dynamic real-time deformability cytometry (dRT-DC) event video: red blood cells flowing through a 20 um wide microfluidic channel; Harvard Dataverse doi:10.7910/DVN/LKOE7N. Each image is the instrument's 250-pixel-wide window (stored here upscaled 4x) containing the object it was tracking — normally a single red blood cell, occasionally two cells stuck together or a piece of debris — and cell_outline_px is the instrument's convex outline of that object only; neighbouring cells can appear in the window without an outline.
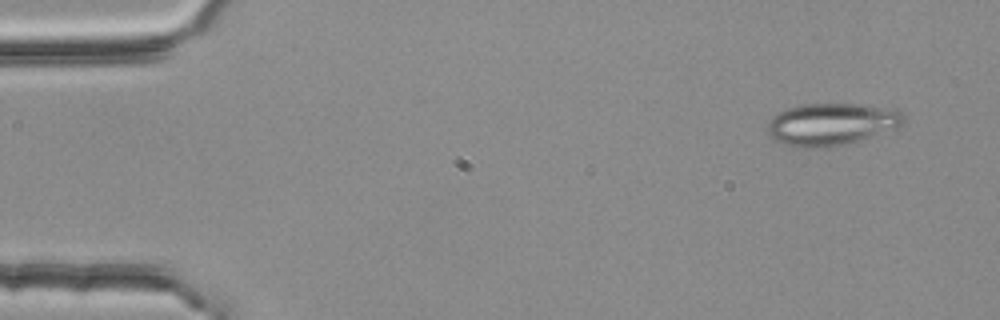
{"species": "common noctule bat (a hibernating species)", "species_latin": "Nyctalus noctula", "temperature_condition": "room temperature", "stored_images_in_passage": 4, "camera_frame_rate_fps": 3000, "um_per_image_px": 0.085, "animal": {"sex": "female", "body_mass_g": 25.1}, "frame": {"image": 1, "passage_image": 1, "time_ms": 0.0, "image_size_px": [1000, 320], "cell_outline_px": [[904, 120], [896, 128], [856, 140], [840, 144], [812, 148], [792, 148], [776, 140], [768, 132], [768, 124], [772, 116], [788, 108], [804, 104], [856, 104], [896, 108], [904, 116]], "centroid_in_image_um": [70.64, 10.54], "position_along_channel_um": 14.4, "area_um2": 32.89}}